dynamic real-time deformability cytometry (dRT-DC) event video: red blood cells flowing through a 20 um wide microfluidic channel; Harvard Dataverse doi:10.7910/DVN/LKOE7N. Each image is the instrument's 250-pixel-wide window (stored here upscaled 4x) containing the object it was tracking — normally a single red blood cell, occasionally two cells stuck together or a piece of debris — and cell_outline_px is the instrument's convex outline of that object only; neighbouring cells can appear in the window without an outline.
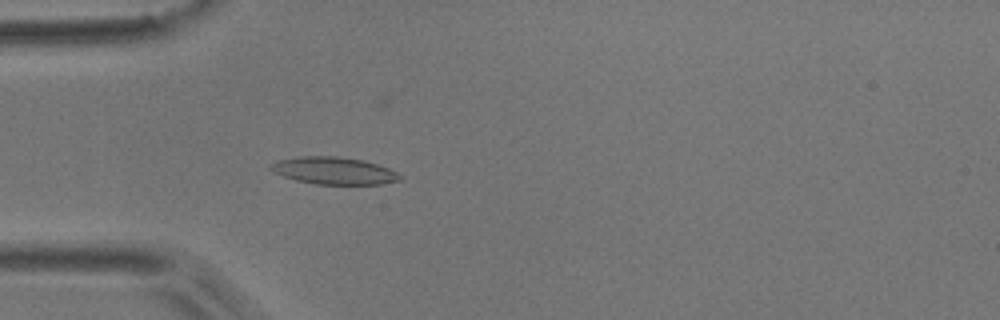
{"species": "common noctule bat (a hibernating species)", "species_latin": "Nyctalus noctula", "temperature_condition": "room temperature", "stored_images_in_passage": 46, "camera_frame_rate_fps": 3000, "um_per_image_px": 0.085, "animal": {"sex": "male", "body_mass_g": 17.9}, "frame": {"image": 1, "passage_image": 8, "time_ms": 2.333, "image_size_px": [1000, 320], "cell_outline_px": [[404, 176], [400, 180], [380, 184], [316, 184], [296, 180], [284, 176], [268, 168], [268, 164], [276, 160], [296, 156], [336, 156], [364, 160], [388, 168]], "centroid_in_image_um": [28.35, 14.5], "position_along_channel_um": 56.6, "area_um2": 20.58}}
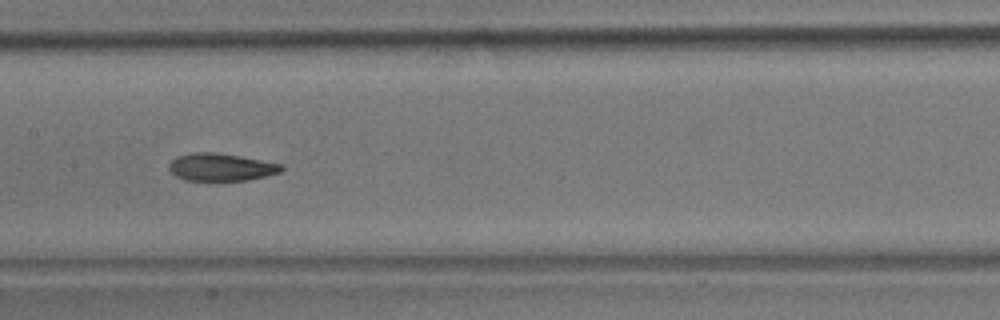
{"frame": {"image": 2, "passage_image": 19, "time_ms": 6.0, "image_size_px": [1000, 320], "cell_outline_px": [[284, 168], [280, 172], [268, 176], [248, 180], [184, 180], [176, 176], [168, 168], [168, 164], [176, 156], [192, 152], [216, 152], [240, 156], [284, 164]], "centroid_in_image_um": [18.8, 14.2], "position_along_channel_um": 188.6, "area_um2": 18.21}}
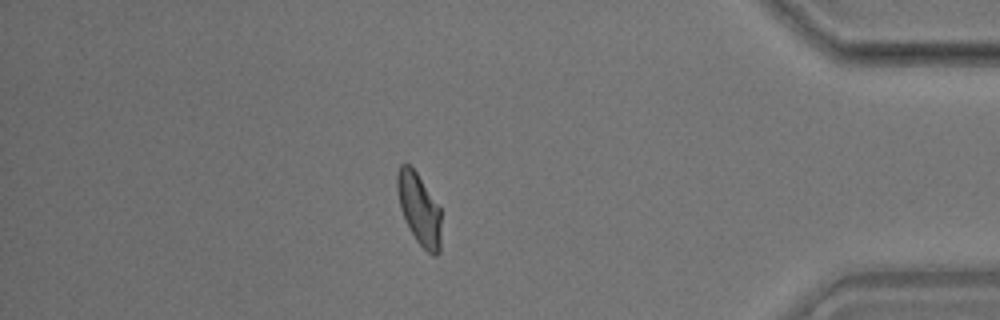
{"frame": {"image": 3, "passage_image": 39, "time_ms": 12.667, "image_size_px": [1000, 320], "cell_outline_px": [[440, 252], [436, 256], [432, 256], [416, 240], [400, 208], [396, 188], [396, 176], [400, 164], [408, 164], [416, 172], [440, 208]], "centroid_in_image_um": [35.62, 17.77], "position_along_channel_um": 399.6, "area_um2": 17.98}, "authors_computed_cell_mechanics": {"area_um2": 18.4671, "velocity_mm_per_s": 3.7278, "shape_relaxation_time_tau1_ms": null, "shape_relaxation_time_tau2_ms": 2.3958, "deformation_change_tau1": null, "deformation_change_tau2": 0.0858}}